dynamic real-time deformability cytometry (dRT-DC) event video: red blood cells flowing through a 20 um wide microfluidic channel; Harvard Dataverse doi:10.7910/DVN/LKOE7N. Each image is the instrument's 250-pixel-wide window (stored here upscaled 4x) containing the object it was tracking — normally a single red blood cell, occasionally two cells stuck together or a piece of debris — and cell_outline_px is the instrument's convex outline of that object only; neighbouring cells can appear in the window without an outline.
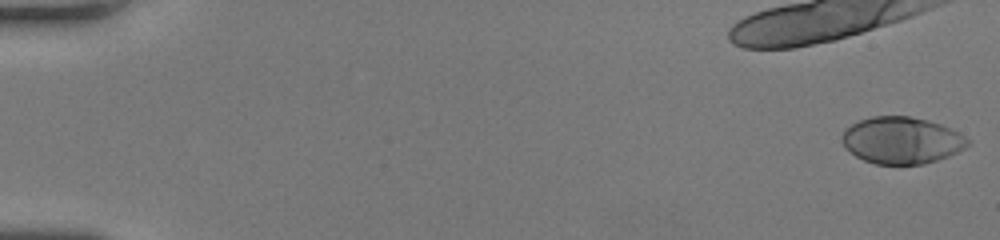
{"species": "human", "species_latin": "Homo sapiens", "temperature_condition": "room temperature", "stored_images_in_passage": 17, "camera_frame_rate_fps": 3000, "um_per_image_px": 0.085, "donor": {"sex": "female"}, "frame": {"image": 1, "passage_image": 1, "time_ms": 0.0, "image_size_px": [1000, 240], "cell_outline_px": [[972, 140], [964, 148], [948, 156], [924, 164], [876, 164], [864, 160], [856, 156], [844, 148], [840, 136], [844, 128], [860, 120], [872, 116], [908, 116], [928, 120], [940, 124]], "centroid_in_image_um": [76.59, 11.93], "position_along_channel_um": 8.4, "area_um2": 34.28}}